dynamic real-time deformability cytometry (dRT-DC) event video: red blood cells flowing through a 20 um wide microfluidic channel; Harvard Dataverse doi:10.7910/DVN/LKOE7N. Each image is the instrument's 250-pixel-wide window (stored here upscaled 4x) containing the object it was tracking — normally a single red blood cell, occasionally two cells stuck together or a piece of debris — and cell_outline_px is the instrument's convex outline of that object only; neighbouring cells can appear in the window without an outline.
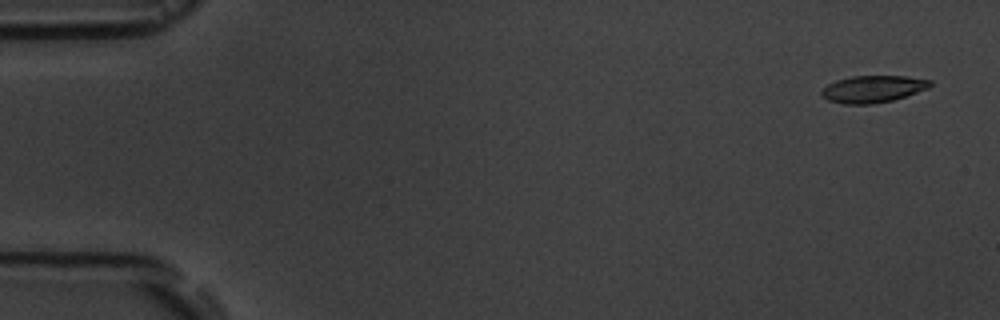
{"species": "common noctule bat (a hibernating species)", "species_latin": "Nyctalus noctula", "temperature_condition": "room temperature", "stored_images_in_passage": 6, "camera_frame_rate_fps": 3000, "um_per_image_px": 0.085, "animal": {"sex": "male", "body_mass_g": 19.5, "forearm_length_mm": 54.6}, "frame": {"image": 1, "passage_image": 1, "time_ms": 0.0, "image_size_px": [1000, 320], "cell_outline_px": [[932, 84], [928, 88], [892, 100], [872, 104], [844, 104], [828, 100], [820, 96], [820, 92], [828, 84], [836, 80], [852, 76], [908, 76], [932, 80]], "centroid_in_image_um": [74.17, 7.56], "position_along_channel_um": 10.8, "area_um2": 17.05}}